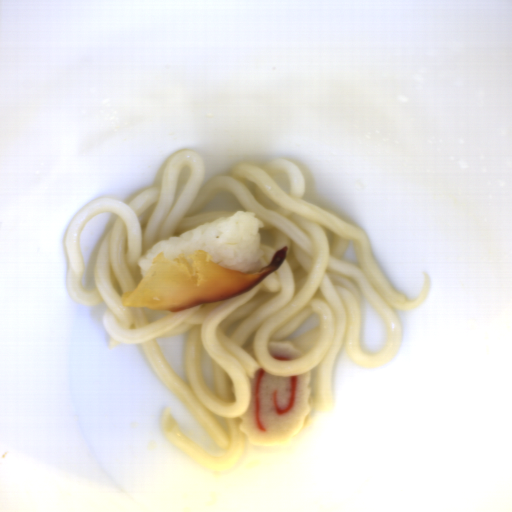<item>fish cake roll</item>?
Returning a JSON list of instances; mask_svg holds the SVG:
<instances>
[{
  "label": "fish cake roll",
  "mask_w": 512,
  "mask_h": 512,
  "mask_svg": "<svg viewBox=\"0 0 512 512\" xmlns=\"http://www.w3.org/2000/svg\"><path fill=\"white\" fill-rule=\"evenodd\" d=\"M312 379V370L275 377L260 366L250 381V406L238 425L248 443L272 448L293 439L310 412Z\"/></svg>",
  "instance_id": "1"
},
{
  "label": "fish cake roll",
  "mask_w": 512,
  "mask_h": 512,
  "mask_svg": "<svg viewBox=\"0 0 512 512\" xmlns=\"http://www.w3.org/2000/svg\"><path fill=\"white\" fill-rule=\"evenodd\" d=\"M267 354L274 359L295 360L304 355L292 342L270 341L267 343Z\"/></svg>",
  "instance_id": "2"
},
{
  "label": "fish cake roll",
  "mask_w": 512,
  "mask_h": 512,
  "mask_svg": "<svg viewBox=\"0 0 512 512\" xmlns=\"http://www.w3.org/2000/svg\"><path fill=\"white\" fill-rule=\"evenodd\" d=\"M244 352L248 353L255 361H258L253 345L242 348Z\"/></svg>",
  "instance_id": "3"
}]
</instances>
